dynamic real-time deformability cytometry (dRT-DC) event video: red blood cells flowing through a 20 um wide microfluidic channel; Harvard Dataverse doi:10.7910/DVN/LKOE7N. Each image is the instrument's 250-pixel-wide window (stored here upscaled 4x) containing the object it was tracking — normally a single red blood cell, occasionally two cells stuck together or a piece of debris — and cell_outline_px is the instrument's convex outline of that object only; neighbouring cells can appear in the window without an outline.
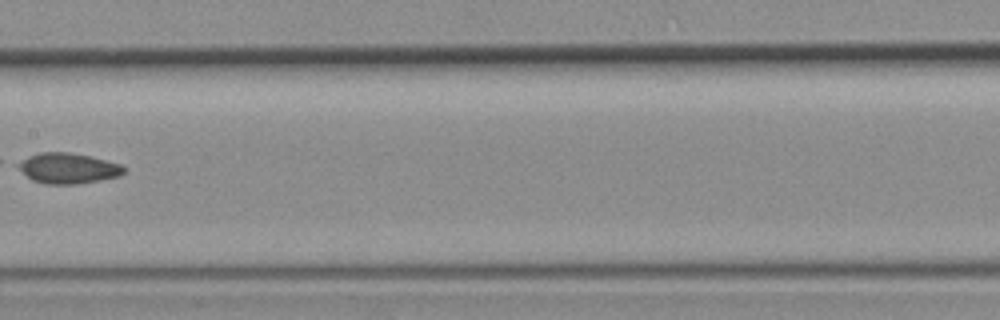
{"species": "common noctule bat (a hibernating species)", "species_latin": "Nyctalus noctula", "temperature_condition": "room temperature", "stored_images_in_passage": 5, "camera_frame_rate_fps": 3000, "um_per_image_px": 0.085, "animal": {"sex": "female", "body_mass_g": 19.3, "forearm_length_mm": 54.1}, "frame": {"image": 1, "passage_image": 4, "time_ms": 1.0, "image_size_px": [1000, 320], "cell_outline_px": [[124, 172], [120, 176], [100, 180], [76, 184], [44, 184], [32, 180], [16, 164], [28, 156], [40, 152], [68, 152], [88, 156], [120, 164], [124, 168]], "centroid_in_image_um": [5.78, 14.31], "position_along_channel_um": 201.6, "area_um2": 18.5}}